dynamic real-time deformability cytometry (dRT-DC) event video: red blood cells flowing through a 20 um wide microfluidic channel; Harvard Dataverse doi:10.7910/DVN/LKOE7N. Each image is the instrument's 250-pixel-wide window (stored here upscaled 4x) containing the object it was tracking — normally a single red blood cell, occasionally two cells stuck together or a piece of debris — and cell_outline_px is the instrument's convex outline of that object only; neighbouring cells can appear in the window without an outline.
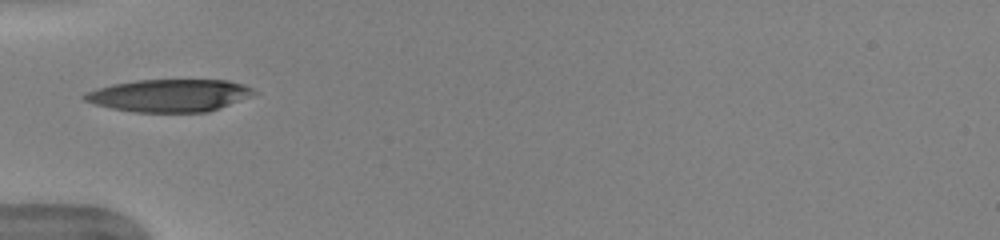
{"species": "human", "species_latin": "Homo sapiens", "temperature_condition": "warm", "stored_images_in_passage": 34, "camera_frame_rate_fps": 3000, "um_per_image_px": 0.085, "donor": {"sex": "female"}, "frame": {"image": 1, "passage_image": 1, "time_ms": 0.0, "image_size_px": [1000, 240], "cell_outline_px": [[260, 92], [220, 108], [208, 112], [136, 112], [112, 108], [96, 104], [84, 100], [80, 96], [84, 92], [112, 84], [136, 80], [228, 80], [244, 84]], "centroid_in_image_um": [14.41, 8.11], "position_along_channel_um": 70.6, "area_um2": 32.14}}
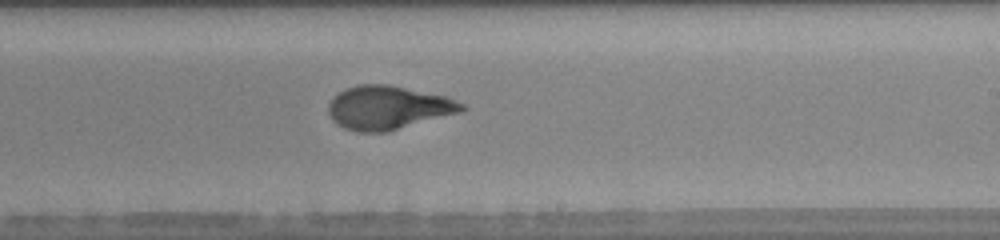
{"frame": {"image": 2, "passage_image": 15, "time_ms": 4.667, "image_size_px": [1000, 240], "cell_outline_px": [[468, 108], [464, 112], [388, 132], [356, 132], [344, 128], [332, 120], [328, 112], [328, 104], [340, 92], [348, 88], [360, 84], [388, 84], [444, 96], [456, 100], [464, 104]], "centroid_in_image_um": [33.04, 9.17], "position_along_channel_um": 256.0, "area_um2": 34.04}, "authors_computed_cell_mechanics": {"area_um2": 33.2928, "velocity_mm_per_s": 3.9703, "shape_relaxation_time_tau1_ms": 4.5587, "shape_relaxation_time_tau2_ms": 0.847, "deformation_change_tau1": 0.1971, "deformation_change_tau2": 0.0697}}